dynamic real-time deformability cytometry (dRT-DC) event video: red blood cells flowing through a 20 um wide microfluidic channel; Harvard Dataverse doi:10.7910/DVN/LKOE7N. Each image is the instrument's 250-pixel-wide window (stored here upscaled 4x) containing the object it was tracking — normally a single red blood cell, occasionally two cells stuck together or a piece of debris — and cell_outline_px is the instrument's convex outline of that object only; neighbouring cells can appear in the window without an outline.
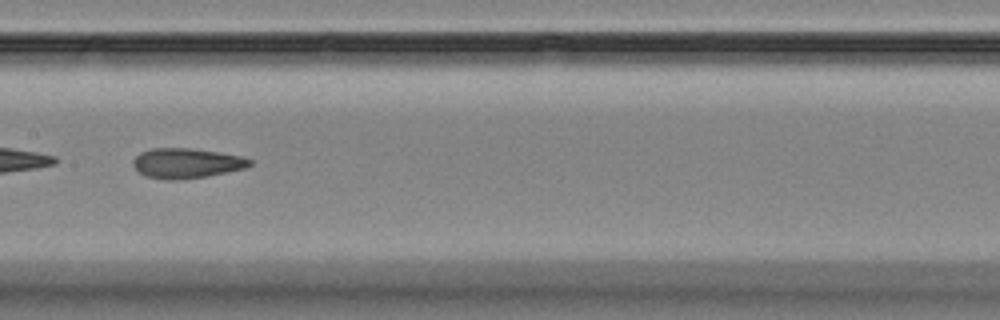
{"species": "Egyptian fruit bat (a non-hibernating species)", "species_latin": "Rousettus aegyptiacus", "temperature_condition": "room temperature", "stored_images_in_passage": 8, "camera_frame_rate_fps": 3000, "um_per_image_px": 0.085, "animal": {"sex": "female"}, "frame": {"image": 1, "passage_image": 5, "time_ms": 4.667, "image_size_px": [1000, 320], "cell_outline_px": [[252, 164], [248, 168], [208, 176], [180, 180], [168, 180], [144, 176], [132, 164], [132, 160], [140, 152], [152, 148], [192, 148], [220, 152], [240, 156], [252, 160]], "centroid_in_image_um": [15.87, 13.87], "position_along_channel_um": 191.5, "area_um2": 20.63}}
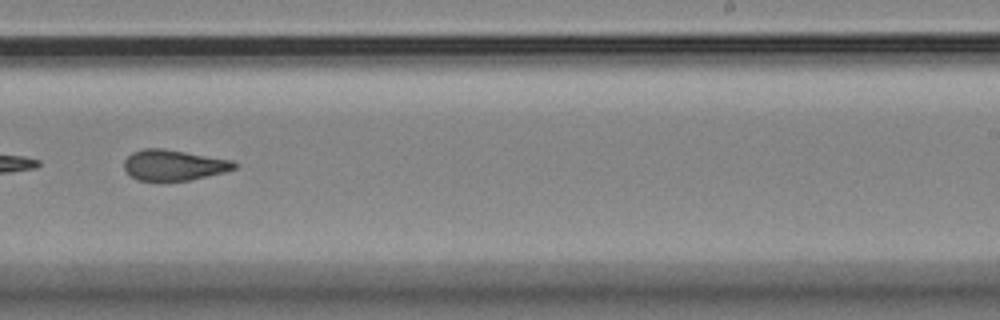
{"frame": {"image": 2, "passage_image": 7, "time_ms": 7.0, "image_size_px": [1000, 320], "cell_outline_px": [[236, 168], [224, 172], [192, 180], [164, 184], [156, 184], [136, 180], [124, 168], [124, 160], [132, 152], [144, 148], [164, 148], [232, 160], [236, 164]], "centroid_in_image_um": [14.72, 14.09], "position_along_channel_um": 274.3, "area_um2": 20.52}}
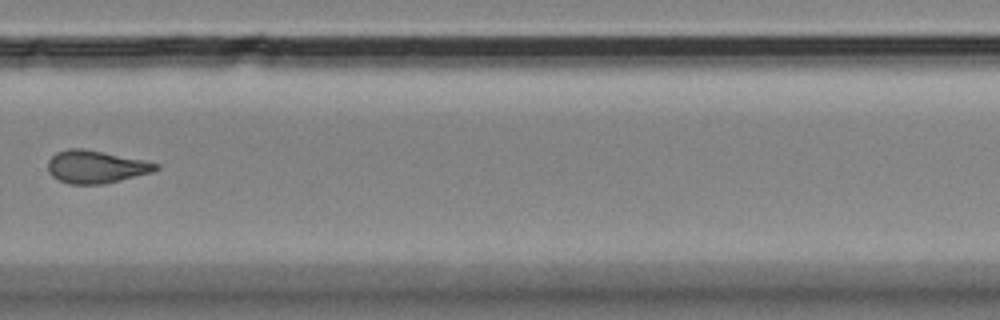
{"frame": {"image": 3, "passage_image": 8, "time_ms": 8.333, "image_size_px": [1000, 320], "cell_outline_px": [[160, 168], [152, 172], [104, 184], [72, 184], [60, 180], [52, 176], [48, 172], [48, 160], [56, 152], [68, 148], [84, 148], [144, 160], [160, 164]], "centroid_in_image_um": [8.15, 14.17], "position_along_channel_um": 321.7, "area_um2": 20.58}}